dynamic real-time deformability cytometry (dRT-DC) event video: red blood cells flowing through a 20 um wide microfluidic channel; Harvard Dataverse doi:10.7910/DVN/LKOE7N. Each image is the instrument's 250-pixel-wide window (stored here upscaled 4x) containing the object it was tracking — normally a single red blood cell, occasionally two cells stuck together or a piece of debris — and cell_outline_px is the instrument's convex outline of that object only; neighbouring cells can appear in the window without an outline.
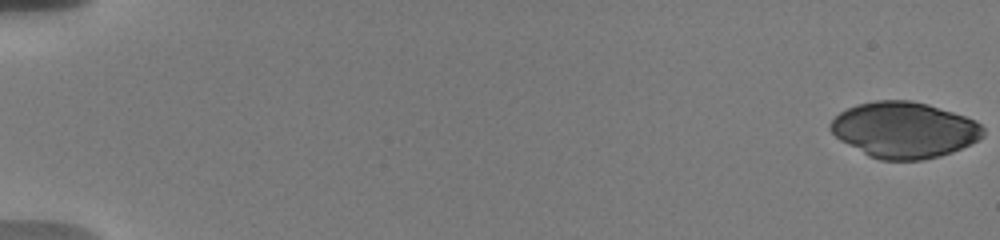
{"species": "human", "species_latin": "Homo sapiens", "temperature_condition": "warm", "stored_images_in_passage": 56, "camera_frame_rate_fps": 3000, "um_per_image_px": 0.085, "donor": {"sex": "male"}, "frame": {"image": 1, "passage_image": 1, "time_ms": 0.0, "image_size_px": [1000, 240], "cell_outline_px": [[984, 136], [952, 152], [940, 156], [920, 160], [880, 160], [868, 156], [840, 140], [828, 128], [828, 124], [840, 112], [856, 104], [876, 100], [912, 100], [928, 104], [976, 120], [984, 128]], "centroid_in_image_um": [76.83, 11.04], "position_along_channel_um": 8.2, "area_um2": 49.71}}
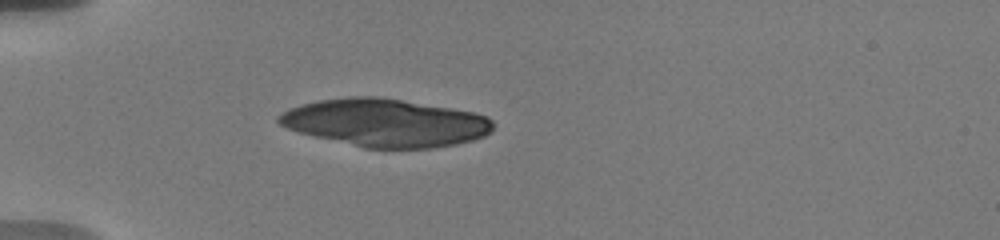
{"frame": {"image": 2, "passage_image": 18, "time_ms": 5.667, "image_size_px": [1000, 240], "cell_outline_px": [[492, 132], [484, 136], [472, 140], [456, 144], [432, 148], [364, 148], [312, 136], [288, 128], [280, 124], [276, 120], [276, 116], [288, 108], [300, 104], [320, 100], [348, 96], [380, 96], [472, 112], [488, 116], [492, 120]], "centroid_in_image_um": [32.72, 10.43], "position_along_channel_um": 52.3, "area_um2": 59.82}}